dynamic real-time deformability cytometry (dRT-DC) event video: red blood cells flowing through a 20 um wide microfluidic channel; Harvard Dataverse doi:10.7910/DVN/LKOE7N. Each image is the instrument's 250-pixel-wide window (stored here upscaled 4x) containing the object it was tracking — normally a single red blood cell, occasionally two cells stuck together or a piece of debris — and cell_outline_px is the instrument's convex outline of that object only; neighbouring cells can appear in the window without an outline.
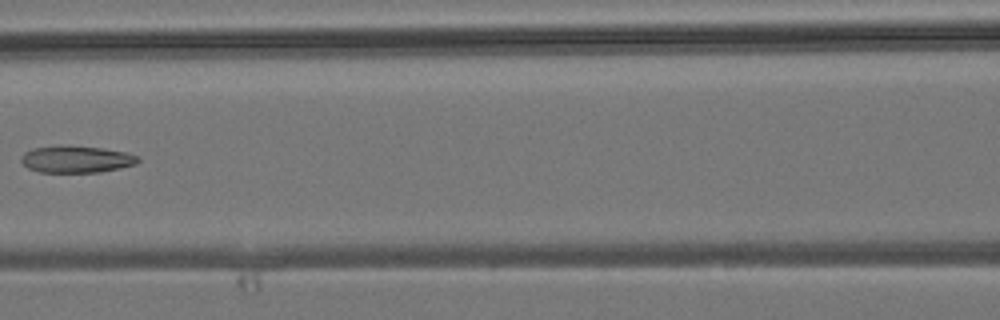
{"species": "common noctule bat (a hibernating species)", "species_latin": "Nyctalus noctula", "temperature_condition": "room temperature", "stored_images_in_passage": 7, "camera_frame_rate_fps": 3000, "um_per_image_px": 0.085, "animal": {"sex": "male", "body_mass_g": 19.2, "forearm_length_mm": 51.8}, "frame": {"image": 1, "passage_image": 7, "time_ms": 6.667, "image_size_px": [1000, 320], "cell_outline_px": [[140, 160], [136, 164], [120, 168], [100, 172], [40, 172], [28, 168], [20, 160], [20, 156], [24, 152], [32, 148], [104, 148], [124, 152], [140, 156]], "centroid_in_image_um": [6.53, 13.58], "position_along_channel_um": 160.1, "area_um2": 17.63}}